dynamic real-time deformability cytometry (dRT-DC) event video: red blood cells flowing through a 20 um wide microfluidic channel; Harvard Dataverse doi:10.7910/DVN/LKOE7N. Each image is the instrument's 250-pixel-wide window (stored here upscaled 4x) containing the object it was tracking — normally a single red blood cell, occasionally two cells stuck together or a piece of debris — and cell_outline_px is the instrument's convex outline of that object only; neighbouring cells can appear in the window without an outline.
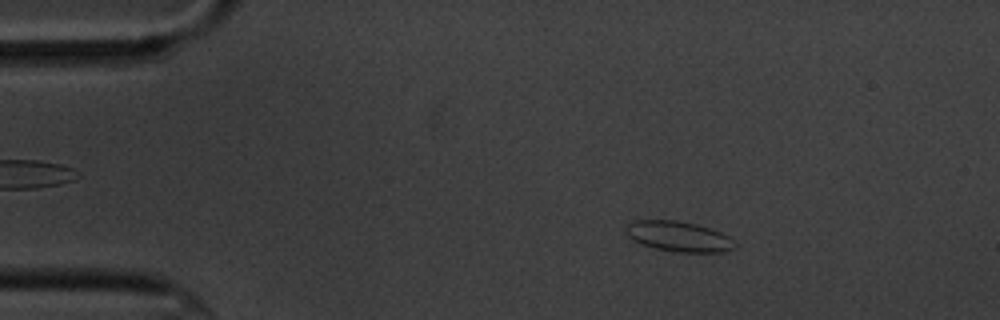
{"species": "common noctule bat (a hibernating species)", "species_latin": "Nyctalus noctula", "temperature_condition": "cold", "stored_images_in_passage": 57, "camera_frame_rate_fps": 3000, "um_per_image_px": 0.085, "animal": {"sex": "male", "body_mass_g": 20.1, "forearm_length_mm": 53.5}, "frame": {"image": 1, "passage_image": 9, "time_ms": 2.667, "image_size_px": [1000, 320], "cell_outline_px": [[736, 248], [724, 252], [676, 252], [656, 248], [640, 244], [632, 240], [624, 232], [628, 224], [632, 220], [676, 220], [696, 224], [720, 232], [728, 236], [736, 244]], "centroid_in_image_um": [57.66, 20.1], "position_along_channel_um": 27.3, "area_um2": 19.31}}
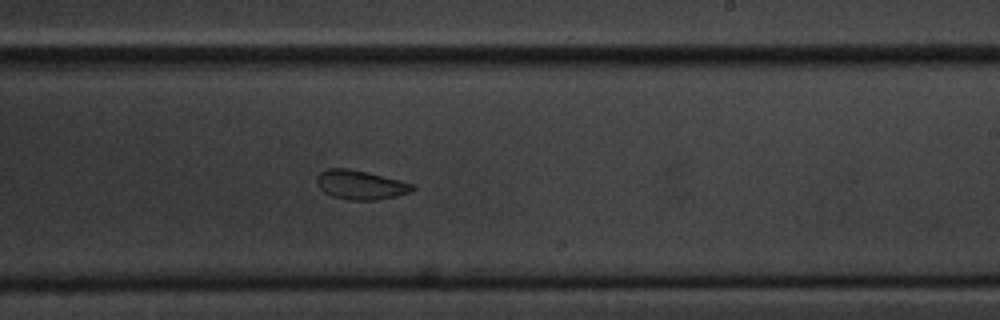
{"frame": {"image": 2, "passage_image": 34, "time_ms": 11.0, "image_size_px": [1000, 320], "cell_outline_px": [[416, 188], [412, 192], [396, 196], [376, 200], [348, 200], [332, 196], [324, 192], [316, 184], [316, 176], [320, 172], [328, 168], [348, 168], [368, 172], [412, 184]], "centroid_in_image_um": [30.61, 15.71], "position_along_channel_um": 258.4, "area_um2": 16.3}}
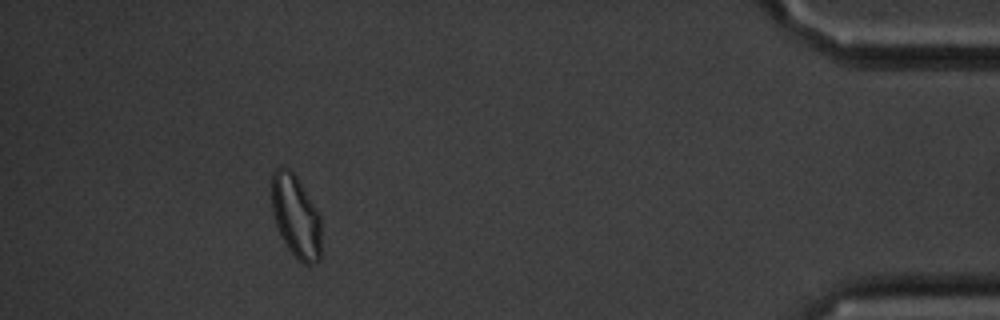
{"frame": {"image": 3, "passage_image": 52, "time_ms": 17.0, "image_size_px": [1000, 320], "cell_outline_px": [[320, 260], [312, 264], [304, 264], [288, 248], [276, 224], [272, 212], [272, 172], [276, 168], [288, 168], [296, 176], [320, 216]], "centroid_in_image_um": [25.14, 18.39], "position_along_channel_um": 410.1, "area_um2": 23.35}, "authors_computed_cell_mechanics": {"area_um2": 18.496, "velocity_mm_per_s": 3.4615, "shape_relaxation_time_tau1_ms": 6.2982, "shape_relaxation_time_tau2_ms": 1.889, "deformation_change_tau1": 0.0835, "deformation_change_tau2": 0.0779}}